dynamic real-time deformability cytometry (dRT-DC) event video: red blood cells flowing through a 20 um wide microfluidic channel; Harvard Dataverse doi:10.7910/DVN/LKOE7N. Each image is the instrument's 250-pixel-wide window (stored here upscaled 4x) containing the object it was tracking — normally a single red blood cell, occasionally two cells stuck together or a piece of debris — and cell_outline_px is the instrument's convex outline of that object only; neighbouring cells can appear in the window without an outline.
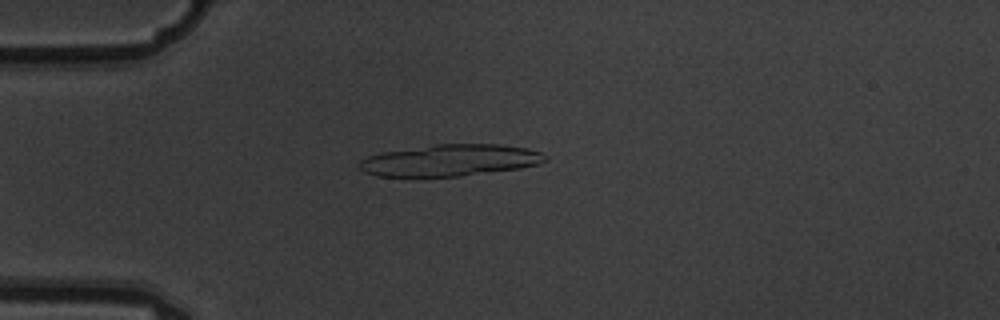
{"species": "common noctule bat (a hibernating species)", "species_latin": "Nyctalus noctula", "temperature_condition": "warm", "stored_images_in_passage": 4, "camera_frame_rate_fps": 3000, "um_per_image_px": 0.085, "animal": {"sex": "male", "body_mass_g": 19.5, "forearm_length_mm": 54.6}, "frame": {"image": 1, "passage_image": 3, "time_ms": 0.667, "image_size_px": [1000, 320], "cell_outline_px": [[548, 160], [540, 164], [520, 168], [460, 176], [376, 176], [364, 172], [360, 168], [360, 160], [368, 156], [384, 152], [436, 144], [500, 144], [528, 148], [540, 152], [548, 156]], "centroid_in_image_um": [38.32, 13.62], "position_along_channel_um": 46.7, "area_um2": 34.16}}